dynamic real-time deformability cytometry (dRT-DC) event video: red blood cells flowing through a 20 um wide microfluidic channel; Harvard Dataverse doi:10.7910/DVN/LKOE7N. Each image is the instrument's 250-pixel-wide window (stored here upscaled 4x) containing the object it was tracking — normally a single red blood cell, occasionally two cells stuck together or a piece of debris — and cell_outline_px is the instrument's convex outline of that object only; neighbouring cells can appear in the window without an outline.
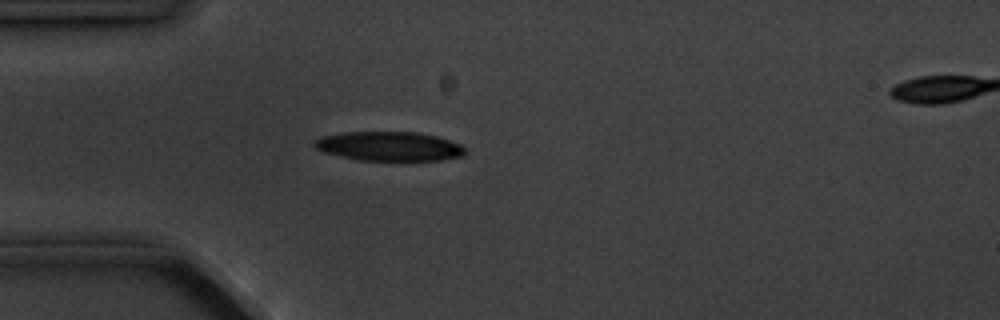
{"species": "common noctule bat (a hibernating species)", "species_latin": "Nyctalus noctula", "temperature_condition": "cold", "stored_images_in_passage": 3, "camera_frame_rate_fps": 3000, "um_per_image_px": 0.085, "animal": {"sex": "male", "body_mass_g": 20.1, "forearm_length_mm": 53.5}, "frame": {"image": 1, "passage_image": 2, "time_ms": 1.0, "image_size_px": [1000, 320], "cell_outline_px": [[468, 152], [464, 156], [440, 160], [360, 160], [340, 156], [324, 152], [316, 148], [312, 144], [320, 136], [344, 132], [416, 132], [436, 136], [460, 144]], "centroid_in_image_um": [33.09, 12.43], "position_along_channel_um": 51.9, "area_um2": 25.66}}